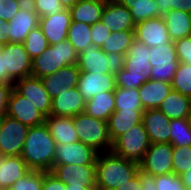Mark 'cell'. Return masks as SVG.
Wrapping results in <instances>:
<instances>
[{
  "instance_id": "2",
  "label": "cell",
  "mask_w": 191,
  "mask_h": 190,
  "mask_svg": "<svg viewBox=\"0 0 191 190\" xmlns=\"http://www.w3.org/2000/svg\"><path fill=\"white\" fill-rule=\"evenodd\" d=\"M55 150L56 142L45 123L29 127L21 156L30 170L50 172Z\"/></svg>"
},
{
  "instance_id": "15",
  "label": "cell",
  "mask_w": 191,
  "mask_h": 190,
  "mask_svg": "<svg viewBox=\"0 0 191 190\" xmlns=\"http://www.w3.org/2000/svg\"><path fill=\"white\" fill-rule=\"evenodd\" d=\"M134 32L135 39L150 48H158L161 45H167L172 42L163 16L137 23Z\"/></svg>"
},
{
  "instance_id": "10",
  "label": "cell",
  "mask_w": 191,
  "mask_h": 190,
  "mask_svg": "<svg viewBox=\"0 0 191 190\" xmlns=\"http://www.w3.org/2000/svg\"><path fill=\"white\" fill-rule=\"evenodd\" d=\"M173 145L170 143H154L144 154L139 168L154 176L173 173Z\"/></svg>"
},
{
  "instance_id": "53",
  "label": "cell",
  "mask_w": 191,
  "mask_h": 190,
  "mask_svg": "<svg viewBox=\"0 0 191 190\" xmlns=\"http://www.w3.org/2000/svg\"><path fill=\"white\" fill-rule=\"evenodd\" d=\"M17 4L24 12H36L35 0H17Z\"/></svg>"
},
{
  "instance_id": "44",
  "label": "cell",
  "mask_w": 191,
  "mask_h": 190,
  "mask_svg": "<svg viewBox=\"0 0 191 190\" xmlns=\"http://www.w3.org/2000/svg\"><path fill=\"white\" fill-rule=\"evenodd\" d=\"M179 62L191 66V36L174 42Z\"/></svg>"
},
{
  "instance_id": "55",
  "label": "cell",
  "mask_w": 191,
  "mask_h": 190,
  "mask_svg": "<svg viewBox=\"0 0 191 190\" xmlns=\"http://www.w3.org/2000/svg\"><path fill=\"white\" fill-rule=\"evenodd\" d=\"M180 177L186 189H191V168L187 172H184L182 175H180Z\"/></svg>"
},
{
  "instance_id": "20",
  "label": "cell",
  "mask_w": 191,
  "mask_h": 190,
  "mask_svg": "<svg viewBox=\"0 0 191 190\" xmlns=\"http://www.w3.org/2000/svg\"><path fill=\"white\" fill-rule=\"evenodd\" d=\"M80 70L78 65H70L41 78L44 88L51 98L59 96V92L68 91L78 85Z\"/></svg>"
},
{
  "instance_id": "24",
  "label": "cell",
  "mask_w": 191,
  "mask_h": 190,
  "mask_svg": "<svg viewBox=\"0 0 191 190\" xmlns=\"http://www.w3.org/2000/svg\"><path fill=\"white\" fill-rule=\"evenodd\" d=\"M29 171L21 155L6 157L0 155V190L10 189L13 183Z\"/></svg>"
},
{
  "instance_id": "60",
  "label": "cell",
  "mask_w": 191,
  "mask_h": 190,
  "mask_svg": "<svg viewBox=\"0 0 191 190\" xmlns=\"http://www.w3.org/2000/svg\"><path fill=\"white\" fill-rule=\"evenodd\" d=\"M189 18H190V25H191V11L189 12ZM191 29V26H190Z\"/></svg>"
},
{
  "instance_id": "16",
  "label": "cell",
  "mask_w": 191,
  "mask_h": 190,
  "mask_svg": "<svg viewBox=\"0 0 191 190\" xmlns=\"http://www.w3.org/2000/svg\"><path fill=\"white\" fill-rule=\"evenodd\" d=\"M50 172L66 185L96 187V165H53Z\"/></svg>"
},
{
  "instance_id": "36",
  "label": "cell",
  "mask_w": 191,
  "mask_h": 190,
  "mask_svg": "<svg viewBox=\"0 0 191 190\" xmlns=\"http://www.w3.org/2000/svg\"><path fill=\"white\" fill-rule=\"evenodd\" d=\"M170 144L173 146H191V128L189 127L187 118L173 119L169 121Z\"/></svg>"
},
{
  "instance_id": "43",
  "label": "cell",
  "mask_w": 191,
  "mask_h": 190,
  "mask_svg": "<svg viewBox=\"0 0 191 190\" xmlns=\"http://www.w3.org/2000/svg\"><path fill=\"white\" fill-rule=\"evenodd\" d=\"M111 32V29L104 26L101 21L91 25L92 44L101 48L103 44H106Z\"/></svg>"
},
{
  "instance_id": "17",
  "label": "cell",
  "mask_w": 191,
  "mask_h": 190,
  "mask_svg": "<svg viewBox=\"0 0 191 190\" xmlns=\"http://www.w3.org/2000/svg\"><path fill=\"white\" fill-rule=\"evenodd\" d=\"M72 19L70 9H64L51 16L39 18V27L48 40L49 45L67 40Z\"/></svg>"
},
{
  "instance_id": "48",
  "label": "cell",
  "mask_w": 191,
  "mask_h": 190,
  "mask_svg": "<svg viewBox=\"0 0 191 190\" xmlns=\"http://www.w3.org/2000/svg\"><path fill=\"white\" fill-rule=\"evenodd\" d=\"M137 175L140 179L142 190H157L155 184V176L147 173L139 168Z\"/></svg>"
},
{
  "instance_id": "8",
  "label": "cell",
  "mask_w": 191,
  "mask_h": 190,
  "mask_svg": "<svg viewBox=\"0 0 191 190\" xmlns=\"http://www.w3.org/2000/svg\"><path fill=\"white\" fill-rule=\"evenodd\" d=\"M149 63L152 65L150 79L172 83L179 60L174 42L150 48Z\"/></svg>"
},
{
  "instance_id": "57",
  "label": "cell",
  "mask_w": 191,
  "mask_h": 190,
  "mask_svg": "<svg viewBox=\"0 0 191 190\" xmlns=\"http://www.w3.org/2000/svg\"><path fill=\"white\" fill-rule=\"evenodd\" d=\"M79 0H60L61 4L65 9H70L73 7Z\"/></svg>"
},
{
  "instance_id": "56",
  "label": "cell",
  "mask_w": 191,
  "mask_h": 190,
  "mask_svg": "<svg viewBox=\"0 0 191 190\" xmlns=\"http://www.w3.org/2000/svg\"><path fill=\"white\" fill-rule=\"evenodd\" d=\"M65 190H98V189L97 187L73 186L65 184Z\"/></svg>"
},
{
  "instance_id": "45",
  "label": "cell",
  "mask_w": 191,
  "mask_h": 190,
  "mask_svg": "<svg viewBox=\"0 0 191 190\" xmlns=\"http://www.w3.org/2000/svg\"><path fill=\"white\" fill-rule=\"evenodd\" d=\"M19 10L17 0H0V19L10 21Z\"/></svg>"
},
{
  "instance_id": "7",
  "label": "cell",
  "mask_w": 191,
  "mask_h": 190,
  "mask_svg": "<svg viewBox=\"0 0 191 190\" xmlns=\"http://www.w3.org/2000/svg\"><path fill=\"white\" fill-rule=\"evenodd\" d=\"M150 144L144 125L140 123L118 137L113 142L111 150L124 159L139 164L150 147Z\"/></svg>"
},
{
  "instance_id": "49",
  "label": "cell",
  "mask_w": 191,
  "mask_h": 190,
  "mask_svg": "<svg viewBox=\"0 0 191 190\" xmlns=\"http://www.w3.org/2000/svg\"><path fill=\"white\" fill-rule=\"evenodd\" d=\"M9 21L0 19V46L10 43Z\"/></svg>"
},
{
  "instance_id": "40",
  "label": "cell",
  "mask_w": 191,
  "mask_h": 190,
  "mask_svg": "<svg viewBox=\"0 0 191 190\" xmlns=\"http://www.w3.org/2000/svg\"><path fill=\"white\" fill-rule=\"evenodd\" d=\"M43 185V171L30 170L10 187V190H41Z\"/></svg>"
},
{
  "instance_id": "6",
  "label": "cell",
  "mask_w": 191,
  "mask_h": 190,
  "mask_svg": "<svg viewBox=\"0 0 191 190\" xmlns=\"http://www.w3.org/2000/svg\"><path fill=\"white\" fill-rule=\"evenodd\" d=\"M125 55L118 53H104L101 48L91 44L78 56L80 72L97 74L111 73L116 75L124 68Z\"/></svg>"
},
{
  "instance_id": "21",
  "label": "cell",
  "mask_w": 191,
  "mask_h": 190,
  "mask_svg": "<svg viewBox=\"0 0 191 190\" xmlns=\"http://www.w3.org/2000/svg\"><path fill=\"white\" fill-rule=\"evenodd\" d=\"M101 22L112 32L134 31L136 23L125 4L106 3Z\"/></svg>"
},
{
  "instance_id": "59",
  "label": "cell",
  "mask_w": 191,
  "mask_h": 190,
  "mask_svg": "<svg viewBox=\"0 0 191 190\" xmlns=\"http://www.w3.org/2000/svg\"><path fill=\"white\" fill-rule=\"evenodd\" d=\"M187 121H188L189 127L191 128V106L187 115Z\"/></svg>"
},
{
  "instance_id": "41",
  "label": "cell",
  "mask_w": 191,
  "mask_h": 190,
  "mask_svg": "<svg viewBox=\"0 0 191 190\" xmlns=\"http://www.w3.org/2000/svg\"><path fill=\"white\" fill-rule=\"evenodd\" d=\"M157 190H186L180 176L175 173L155 176Z\"/></svg>"
},
{
  "instance_id": "22",
  "label": "cell",
  "mask_w": 191,
  "mask_h": 190,
  "mask_svg": "<svg viewBox=\"0 0 191 190\" xmlns=\"http://www.w3.org/2000/svg\"><path fill=\"white\" fill-rule=\"evenodd\" d=\"M86 101L77 87L59 92V96L52 98L51 113L54 116L74 117L85 111Z\"/></svg>"
},
{
  "instance_id": "3",
  "label": "cell",
  "mask_w": 191,
  "mask_h": 190,
  "mask_svg": "<svg viewBox=\"0 0 191 190\" xmlns=\"http://www.w3.org/2000/svg\"><path fill=\"white\" fill-rule=\"evenodd\" d=\"M150 53V47L135 39L125 56L124 68L116 74V87L140 88L147 82L152 70Z\"/></svg>"
},
{
  "instance_id": "29",
  "label": "cell",
  "mask_w": 191,
  "mask_h": 190,
  "mask_svg": "<svg viewBox=\"0 0 191 190\" xmlns=\"http://www.w3.org/2000/svg\"><path fill=\"white\" fill-rule=\"evenodd\" d=\"M115 111V91H105L86 101L85 113L91 117L108 121Z\"/></svg>"
},
{
  "instance_id": "42",
  "label": "cell",
  "mask_w": 191,
  "mask_h": 190,
  "mask_svg": "<svg viewBox=\"0 0 191 190\" xmlns=\"http://www.w3.org/2000/svg\"><path fill=\"white\" fill-rule=\"evenodd\" d=\"M35 8L39 18L54 15L65 9L60 0H35Z\"/></svg>"
},
{
  "instance_id": "28",
  "label": "cell",
  "mask_w": 191,
  "mask_h": 190,
  "mask_svg": "<svg viewBox=\"0 0 191 190\" xmlns=\"http://www.w3.org/2000/svg\"><path fill=\"white\" fill-rule=\"evenodd\" d=\"M9 25L10 43H23L29 32L39 25V16L36 12L19 10Z\"/></svg>"
},
{
  "instance_id": "31",
  "label": "cell",
  "mask_w": 191,
  "mask_h": 190,
  "mask_svg": "<svg viewBox=\"0 0 191 190\" xmlns=\"http://www.w3.org/2000/svg\"><path fill=\"white\" fill-rule=\"evenodd\" d=\"M172 42L191 36L189 13L171 10L163 16Z\"/></svg>"
},
{
  "instance_id": "19",
  "label": "cell",
  "mask_w": 191,
  "mask_h": 190,
  "mask_svg": "<svg viewBox=\"0 0 191 190\" xmlns=\"http://www.w3.org/2000/svg\"><path fill=\"white\" fill-rule=\"evenodd\" d=\"M170 119L158 108L144 110L142 123L151 144L170 143Z\"/></svg>"
},
{
  "instance_id": "18",
  "label": "cell",
  "mask_w": 191,
  "mask_h": 190,
  "mask_svg": "<svg viewBox=\"0 0 191 190\" xmlns=\"http://www.w3.org/2000/svg\"><path fill=\"white\" fill-rule=\"evenodd\" d=\"M77 88L85 101L94 95L116 90V75L80 72Z\"/></svg>"
},
{
  "instance_id": "52",
  "label": "cell",
  "mask_w": 191,
  "mask_h": 190,
  "mask_svg": "<svg viewBox=\"0 0 191 190\" xmlns=\"http://www.w3.org/2000/svg\"><path fill=\"white\" fill-rule=\"evenodd\" d=\"M115 190H142L138 175L128 181L124 186L117 187Z\"/></svg>"
},
{
  "instance_id": "39",
  "label": "cell",
  "mask_w": 191,
  "mask_h": 190,
  "mask_svg": "<svg viewBox=\"0 0 191 190\" xmlns=\"http://www.w3.org/2000/svg\"><path fill=\"white\" fill-rule=\"evenodd\" d=\"M173 173L180 176L191 168V146H173Z\"/></svg>"
},
{
  "instance_id": "5",
  "label": "cell",
  "mask_w": 191,
  "mask_h": 190,
  "mask_svg": "<svg viewBox=\"0 0 191 190\" xmlns=\"http://www.w3.org/2000/svg\"><path fill=\"white\" fill-rule=\"evenodd\" d=\"M73 125L79 141L85 145L92 147L98 153L112 149L113 143L109 136L106 121L91 117L83 112L73 117Z\"/></svg>"
},
{
  "instance_id": "50",
  "label": "cell",
  "mask_w": 191,
  "mask_h": 190,
  "mask_svg": "<svg viewBox=\"0 0 191 190\" xmlns=\"http://www.w3.org/2000/svg\"><path fill=\"white\" fill-rule=\"evenodd\" d=\"M171 10L191 11V0H171Z\"/></svg>"
},
{
  "instance_id": "27",
  "label": "cell",
  "mask_w": 191,
  "mask_h": 190,
  "mask_svg": "<svg viewBox=\"0 0 191 190\" xmlns=\"http://www.w3.org/2000/svg\"><path fill=\"white\" fill-rule=\"evenodd\" d=\"M105 4L104 0H79L70 8L72 22L93 25L101 21Z\"/></svg>"
},
{
  "instance_id": "1",
  "label": "cell",
  "mask_w": 191,
  "mask_h": 190,
  "mask_svg": "<svg viewBox=\"0 0 191 190\" xmlns=\"http://www.w3.org/2000/svg\"><path fill=\"white\" fill-rule=\"evenodd\" d=\"M95 186L98 190H115L137 175L139 164L124 159L112 150L98 153Z\"/></svg>"
},
{
  "instance_id": "47",
  "label": "cell",
  "mask_w": 191,
  "mask_h": 190,
  "mask_svg": "<svg viewBox=\"0 0 191 190\" xmlns=\"http://www.w3.org/2000/svg\"><path fill=\"white\" fill-rule=\"evenodd\" d=\"M12 89L13 84L0 83V117L6 115L8 99Z\"/></svg>"
},
{
  "instance_id": "13",
  "label": "cell",
  "mask_w": 191,
  "mask_h": 190,
  "mask_svg": "<svg viewBox=\"0 0 191 190\" xmlns=\"http://www.w3.org/2000/svg\"><path fill=\"white\" fill-rule=\"evenodd\" d=\"M6 115L28 127L45 123V116L36 109L30 100L20 95L14 88L9 95Z\"/></svg>"
},
{
  "instance_id": "26",
  "label": "cell",
  "mask_w": 191,
  "mask_h": 190,
  "mask_svg": "<svg viewBox=\"0 0 191 190\" xmlns=\"http://www.w3.org/2000/svg\"><path fill=\"white\" fill-rule=\"evenodd\" d=\"M45 124L56 144H71L79 141L73 125V117L49 115L45 117Z\"/></svg>"
},
{
  "instance_id": "38",
  "label": "cell",
  "mask_w": 191,
  "mask_h": 190,
  "mask_svg": "<svg viewBox=\"0 0 191 190\" xmlns=\"http://www.w3.org/2000/svg\"><path fill=\"white\" fill-rule=\"evenodd\" d=\"M171 85L173 90L191 98V66L180 62Z\"/></svg>"
},
{
  "instance_id": "54",
  "label": "cell",
  "mask_w": 191,
  "mask_h": 190,
  "mask_svg": "<svg viewBox=\"0 0 191 190\" xmlns=\"http://www.w3.org/2000/svg\"><path fill=\"white\" fill-rule=\"evenodd\" d=\"M158 4V14L164 16L171 11V0H155Z\"/></svg>"
},
{
  "instance_id": "58",
  "label": "cell",
  "mask_w": 191,
  "mask_h": 190,
  "mask_svg": "<svg viewBox=\"0 0 191 190\" xmlns=\"http://www.w3.org/2000/svg\"><path fill=\"white\" fill-rule=\"evenodd\" d=\"M132 1L134 0H104L105 3H121V4H126Z\"/></svg>"
},
{
  "instance_id": "23",
  "label": "cell",
  "mask_w": 191,
  "mask_h": 190,
  "mask_svg": "<svg viewBox=\"0 0 191 190\" xmlns=\"http://www.w3.org/2000/svg\"><path fill=\"white\" fill-rule=\"evenodd\" d=\"M143 112L144 110L115 109L107 121L112 143L130 128L142 123Z\"/></svg>"
},
{
  "instance_id": "33",
  "label": "cell",
  "mask_w": 191,
  "mask_h": 190,
  "mask_svg": "<svg viewBox=\"0 0 191 190\" xmlns=\"http://www.w3.org/2000/svg\"><path fill=\"white\" fill-rule=\"evenodd\" d=\"M91 25L82 22H71L68 30L67 40L80 54L92 44Z\"/></svg>"
},
{
  "instance_id": "35",
  "label": "cell",
  "mask_w": 191,
  "mask_h": 190,
  "mask_svg": "<svg viewBox=\"0 0 191 190\" xmlns=\"http://www.w3.org/2000/svg\"><path fill=\"white\" fill-rule=\"evenodd\" d=\"M115 109L144 110L139 98V88L116 87Z\"/></svg>"
},
{
  "instance_id": "12",
  "label": "cell",
  "mask_w": 191,
  "mask_h": 190,
  "mask_svg": "<svg viewBox=\"0 0 191 190\" xmlns=\"http://www.w3.org/2000/svg\"><path fill=\"white\" fill-rule=\"evenodd\" d=\"M13 88L30 102L45 117L51 113L52 98L44 88L41 78L33 76L25 77L15 81Z\"/></svg>"
},
{
  "instance_id": "14",
  "label": "cell",
  "mask_w": 191,
  "mask_h": 190,
  "mask_svg": "<svg viewBox=\"0 0 191 190\" xmlns=\"http://www.w3.org/2000/svg\"><path fill=\"white\" fill-rule=\"evenodd\" d=\"M97 155V151L81 141L71 144H56L53 165H96Z\"/></svg>"
},
{
  "instance_id": "9",
  "label": "cell",
  "mask_w": 191,
  "mask_h": 190,
  "mask_svg": "<svg viewBox=\"0 0 191 190\" xmlns=\"http://www.w3.org/2000/svg\"><path fill=\"white\" fill-rule=\"evenodd\" d=\"M29 127L5 115L0 128V155L20 156Z\"/></svg>"
},
{
  "instance_id": "32",
  "label": "cell",
  "mask_w": 191,
  "mask_h": 190,
  "mask_svg": "<svg viewBox=\"0 0 191 190\" xmlns=\"http://www.w3.org/2000/svg\"><path fill=\"white\" fill-rule=\"evenodd\" d=\"M134 40V31L111 32L106 44L102 45L101 50L106 54L118 53L126 56Z\"/></svg>"
},
{
  "instance_id": "46",
  "label": "cell",
  "mask_w": 191,
  "mask_h": 190,
  "mask_svg": "<svg viewBox=\"0 0 191 190\" xmlns=\"http://www.w3.org/2000/svg\"><path fill=\"white\" fill-rule=\"evenodd\" d=\"M41 190H65V184L58 180L51 172L43 171V185Z\"/></svg>"
},
{
  "instance_id": "34",
  "label": "cell",
  "mask_w": 191,
  "mask_h": 190,
  "mask_svg": "<svg viewBox=\"0 0 191 190\" xmlns=\"http://www.w3.org/2000/svg\"><path fill=\"white\" fill-rule=\"evenodd\" d=\"M137 24L147 19L158 18V4L155 0H134L125 4Z\"/></svg>"
},
{
  "instance_id": "51",
  "label": "cell",
  "mask_w": 191,
  "mask_h": 190,
  "mask_svg": "<svg viewBox=\"0 0 191 190\" xmlns=\"http://www.w3.org/2000/svg\"><path fill=\"white\" fill-rule=\"evenodd\" d=\"M0 83H11L14 85L15 81L5 71L4 58L2 57L1 46H0Z\"/></svg>"
},
{
  "instance_id": "25",
  "label": "cell",
  "mask_w": 191,
  "mask_h": 190,
  "mask_svg": "<svg viewBox=\"0 0 191 190\" xmlns=\"http://www.w3.org/2000/svg\"><path fill=\"white\" fill-rule=\"evenodd\" d=\"M171 90V83L149 79L139 88V98L144 110L159 108Z\"/></svg>"
},
{
  "instance_id": "11",
  "label": "cell",
  "mask_w": 191,
  "mask_h": 190,
  "mask_svg": "<svg viewBox=\"0 0 191 190\" xmlns=\"http://www.w3.org/2000/svg\"><path fill=\"white\" fill-rule=\"evenodd\" d=\"M1 52L5 71L14 81L31 76L33 60L25 50L23 43H7L1 46Z\"/></svg>"
},
{
  "instance_id": "37",
  "label": "cell",
  "mask_w": 191,
  "mask_h": 190,
  "mask_svg": "<svg viewBox=\"0 0 191 190\" xmlns=\"http://www.w3.org/2000/svg\"><path fill=\"white\" fill-rule=\"evenodd\" d=\"M23 45L32 60L41 55L49 47L48 40L39 26L29 32Z\"/></svg>"
},
{
  "instance_id": "30",
  "label": "cell",
  "mask_w": 191,
  "mask_h": 190,
  "mask_svg": "<svg viewBox=\"0 0 191 190\" xmlns=\"http://www.w3.org/2000/svg\"><path fill=\"white\" fill-rule=\"evenodd\" d=\"M191 106V98L184 96L176 90L166 96L159 106V110L163 112L170 120L187 118Z\"/></svg>"
},
{
  "instance_id": "4",
  "label": "cell",
  "mask_w": 191,
  "mask_h": 190,
  "mask_svg": "<svg viewBox=\"0 0 191 190\" xmlns=\"http://www.w3.org/2000/svg\"><path fill=\"white\" fill-rule=\"evenodd\" d=\"M79 54L68 41H62L49 47L32 61V74L36 78H43L59 71L63 67L78 64Z\"/></svg>"
}]
</instances>
